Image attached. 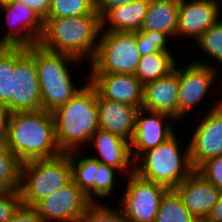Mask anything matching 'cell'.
Listing matches in <instances>:
<instances>
[{
    "label": "cell",
    "mask_w": 222,
    "mask_h": 222,
    "mask_svg": "<svg viewBox=\"0 0 222 222\" xmlns=\"http://www.w3.org/2000/svg\"><path fill=\"white\" fill-rule=\"evenodd\" d=\"M218 67L209 65L208 62L197 60L187 67L178 68V122L193 107H196L212 88L216 75L219 73Z\"/></svg>",
    "instance_id": "8fae6325"
},
{
    "label": "cell",
    "mask_w": 222,
    "mask_h": 222,
    "mask_svg": "<svg viewBox=\"0 0 222 222\" xmlns=\"http://www.w3.org/2000/svg\"><path fill=\"white\" fill-rule=\"evenodd\" d=\"M195 42L203 52L222 64V21L212 25Z\"/></svg>",
    "instance_id": "f1b7e54d"
},
{
    "label": "cell",
    "mask_w": 222,
    "mask_h": 222,
    "mask_svg": "<svg viewBox=\"0 0 222 222\" xmlns=\"http://www.w3.org/2000/svg\"><path fill=\"white\" fill-rule=\"evenodd\" d=\"M127 187L119 208L126 222H154L161 198L169 190L166 186L149 181L135 172L127 176Z\"/></svg>",
    "instance_id": "ba28073f"
},
{
    "label": "cell",
    "mask_w": 222,
    "mask_h": 222,
    "mask_svg": "<svg viewBox=\"0 0 222 222\" xmlns=\"http://www.w3.org/2000/svg\"><path fill=\"white\" fill-rule=\"evenodd\" d=\"M99 128L131 142L135 131L138 108L133 105L107 100L97 93Z\"/></svg>",
    "instance_id": "ffe728a7"
},
{
    "label": "cell",
    "mask_w": 222,
    "mask_h": 222,
    "mask_svg": "<svg viewBox=\"0 0 222 222\" xmlns=\"http://www.w3.org/2000/svg\"><path fill=\"white\" fill-rule=\"evenodd\" d=\"M117 171L119 170L114 167L101 163L99 164L98 170L96 171V182L94 183L95 203H98L96 197L105 198L112 194V191L115 188V173Z\"/></svg>",
    "instance_id": "1f68e13d"
},
{
    "label": "cell",
    "mask_w": 222,
    "mask_h": 222,
    "mask_svg": "<svg viewBox=\"0 0 222 222\" xmlns=\"http://www.w3.org/2000/svg\"><path fill=\"white\" fill-rule=\"evenodd\" d=\"M205 222H222V193Z\"/></svg>",
    "instance_id": "74e56055"
},
{
    "label": "cell",
    "mask_w": 222,
    "mask_h": 222,
    "mask_svg": "<svg viewBox=\"0 0 222 222\" xmlns=\"http://www.w3.org/2000/svg\"><path fill=\"white\" fill-rule=\"evenodd\" d=\"M20 164L0 137V191H19Z\"/></svg>",
    "instance_id": "484cf974"
},
{
    "label": "cell",
    "mask_w": 222,
    "mask_h": 222,
    "mask_svg": "<svg viewBox=\"0 0 222 222\" xmlns=\"http://www.w3.org/2000/svg\"><path fill=\"white\" fill-rule=\"evenodd\" d=\"M3 139L20 163L62 154L55 138L53 114L43 109L10 113Z\"/></svg>",
    "instance_id": "6da1fadb"
},
{
    "label": "cell",
    "mask_w": 222,
    "mask_h": 222,
    "mask_svg": "<svg viewBox=\"0 0 222 222\" xmlns=\"http://www.w3.org/2000/svg\"><path fill=\"white\" fill-rule=\"evenodd\" d=\"M178 69L167 76L143 85L142 108L163 112L178 120Z\"/></svg>",
    "instance_id": "d6986e66"
},
{
    "label": "cell",
    "mask_w": 222,
    "mask_h": 222,
    "mask_svg": "<svg viewBox=\"0 0 222 222\" xmlns=\"http://www.w3.org/2000/svg\"><path fill=\"white\" fill-rule=\"evenodd\" d=\"M15 68V47L0 46V103L10 113L12 74Z\"/></svg>",
    "instance_id": "83f0119b"
},
{
    "label": "cell",
    "mask_w": 222,
    "mask_h": 222,
    "mask_svg": "<svg viewBox=\"0 0 222 222\" xmlns=\"http://www.w3.org/2000/svg\"><path fill=\"white\" fill-rule=\"evenodd\" d=\"M219 1H220V2H218V8H219V16H220V15H222V14H220V13H221V12H220V11H221L220 9L222 8V0H219ZM220 21H222V19H220Z\"/></svg>",
    "instance_id": "ab89813d"
},
{
    "label": "cell",
    "mask_w": 222,
    "mask_h": 222,
    "mask_svg": "<svg viewBox=\"0 0 222 222\" xmlns=\"http://www.w3.org/2000/svg\"><path fill=\"white\" fill-rule=\"evenodd\" d=\"M135 0H96V12L100 18L109 10L116 6L125 5Z\"/></svg>",
    "instance_id": "8d00e7d4"
},
{
    "label": "cell",
    "mask_w": 222,
    "mask_h": 222,
    "mask_svg": "<svg viewBox=\"0 0 222 222\" xmlns=\"http://www.w3.org/2000/svg\"><path fill=\"white\" fill-rule=\"evenodd\" d=\"M27 53L35 60L40 84L42 109L53 112L67 103L81 87L74 85L67 64L81 63L78 58L48 51L39 44L27 48Z\"/></svg>",
    "instance_id": "277c9868"
},
{
    "label": "cell",
    "mask_w": 222,
    "mask_h": 222,
    "mask_svg": "<svg viewBox=\"0 0 222 222\" xmlns=\"http://www.w3.org/2000/svg\"><path fill=\"white\" fill-rule=\"evenodd\" d=\"M150 0H135L109 9L101 18V30L137 32L141 29ZM106 23L108 27L106 28Z\"/></svg>",
    "instance_id": "44dd1931"
},
{
    "label": "cell",
    "mask_w": 222,
    "mask_h": 222,
    "mask_svg": "<svg viewBox=\"0 0 222 222\" xmlns=\"http://www.w3.org/2000/svg\"><path fill=\"white\" fill-rule=\"evenodd\" d=\"M8 1H10V0H0V4H3V3L8 2Z\"/></svg>",
    "instance_id": "60d3db41"
},
{
    "label": "cell",
    "mask_w": 222,
    "mask_h": 222,
    "mask_svg": "<svg viewBox=\"0 0 222 222\" xmlns=\"http://www.w3.org/2000/svg\"><path fill=\"white\" fill-rule=\"evenodd\" d=\"M168 37L167 34L156 31H137V47L140 55L169 51L167 48Z\"/></svg>",
    "instance_id": "f546056e"
},
{
    "label": "cell",
    "mask_w": 222,
    "mask_h": 222,
    "mask_svg": "<svg viewBox=\"0 0 222 222\" xmlns=\"http://www.w3.org/2000/svg\"><path fill=\"white\" fill-rule=\"evenodd\" d=\"M52 114L55 138L60 151L65 154L78 151L85 144H89L90 138L99 128L96 89L88 81L77 94Z\"/></svg>",
    "instance_id": "7a4b0ae2"
},
{
    "label": "cell",
    "mask_w": 222,
    "mask_h": 222,
    "mask_svg": "<svg viewBox=\"0 0 222 222\" xmlns=\"http://www.w3.org/2000/svg\"><path fill=\"white\" fill-rule=\"evenodd\" d=\"M87 81L97 93L111 101L140 109L143 103V84L133 74L89 73Z\"/></svg>",
    "instance_id": "9a60e30c"
},
{
    "label": "cell",
    "mask_w": 222,
    "mask_h": 222,
    "mask_svg": "<svg viewBox=\"0 0 222 222\" xmlns=\"http://www.w3.org/2000/svg\"><path fill=\"white\" fill-rule=\"evenodd\" d=\"M172 55L170 51H158L141 56L135 77L144 85L167 76L176 65V59Z\"/></svg>",
    "instance_id": "603a6c76"
},
{
    "label": "cell",
    "mask_w": 222,
    "mask_h": 222,
    "mask_svg": "<svg viewBox=\"0 0 222 222\" xmlns=\"http://www.w3.org/2000/svg\"><path fill=\"white\" fill-rule=\"evenodd\" d=\"M102 204L91 203L78 222H126L120 209H111Z\"/></svg>",
    "instance_id": "4dcf8cb0"
},
{
    "label": "cell",
    "mask_w": 222,
    "mask_h": 222,
    "mask_svg": "<svg viewBox=\"0 0 222 222\" xmlns=\"http://www.w3.org/2000/svg\"><path fill=\"white\" fill-rule=\"evenodd\" d=\"M39 109H42V100L35 60L27 53V48L15 47L10 113Z\"/></svg>",
    "instance_id": "9c48e42d"
},
{
    "label": "cell",
    "mask_w": 222,
    "mask_h": 222,
    "mask_svg": "<svg viewBox=\"0 0 222 222\" xmlns=\"http://www.w3.org/2000/svg\"><path fill=\"white\" fill-rule=\"evenodd\" d=\"M8 222H44L33 207L21 205Z\"/></svg>",
    "instance_id": "e575fe53"
},
{
    "label": "cell",
    "mask_w": 222,
    "mask_h": 222,
    "mask_svg": "<svg viewBox=\"0 0 222 222\" xmlns=\"http://www.w3.org/2000/svg\"><path fill=\"white\" fill-rule=\"evenodd\" d=\"M179 0H150L141 31H156L175 37L178 26Z\"/></svg>",
    "instance_id": "7402d4cb"
},
{
    "label": "cell",
    "mask_w": 222,
    "mask_h": 222,
    "mask_svg": "<svg viewBox=\"0 0 222 222\" xmlns=\"http://www.w3.org/2000/svg\"><path fill=\"white\" fill-rule=\"evenodd\" d=\"M196 171L222 193V156L208 159Z\"/></svg>",
    "instance_id": "d6a6232c"
},
{
    "label": "cell",
    "mask_w": 222,
    "mask_h": 222,
    "mask_svg": "<svg viewBox=\"0 0 222 222\" xmlns=\"http://www.w3.org/2000/svg\"><path fill=\"white\" fill-rule=\"evenodd\" d=\"M175 121L178 120L163 112L138 109L135 118V131L130 142L133 161L142 153L155 148L173 136L175 134L173 122Z\"/></svg>",
    "instance_id": "5bb4252c"
},
{
    "label": "cell",
    "mask_w": 222,
    "mask_h": 222,
    "mask_svg": "<svg viewBox=\"0 0 222 222\" xmlns=\"http://www.w3.org/2000/svg\"><path fill=\"white\" fill-rule=\"evenodd\" d=\"M72 180L70 153L20 164L19 192L22 204L34 207Z\"/></svg>",
    "instance_id": "8992f818"
},
{
    "label": "cell",
    "mask_w": 222,
    "mask_h": 222,
    "mask_svg": "<svg viewBox=\"0 0 222 222\" xmlns=\"http://www.w3.org/2000/svg\"><path fill=\"white\" fill-rule=\"evenodd\" d=\"M0 10L6 14L10 27L7 34H3L0 39V46L28 48L39 43L44 30V20L33 9L20 1L10 0L0 4Z\"/></svg>",
    "instance_id": "30bf717a"
},
{
    "label": "cell",
    "mask_w": 222,
    "mask_h": 222,
    "mask_svg": "<svg viewBox=\"0 0 222 222\" xmlns=\"http://www.w3.org/2000/svg\"><path fill=\"white\" fill-rule=\"evenodd\" d=\"M98 14L96 0H51L50 9L45 18H63Z\"/></svg>",
    "instance_id": "4316f807"
},
{
    "label": "cell",
    "mask_w": 222,
    "mask_h": 222,
    "mask_svg": "<svg viewBox=\"0 0 222 222\" xmlns=\"http://www.w3.org/2000/svg\"><path fill=\"white\" fill-rule=\"evenodd\" d=\"M208 110L188 144L194 170L208 159L222 156V100Z\"/></svg>",
    "instance_id": "7c38bea8"
},
{
    "label": "cell",
    "mask_w": 222,
    "mask_h": 222,
    "mask_svg": "<svg viewBox=\"0 0 222 222\" xmlns=\"http://www.w3.org/2000/svg\"><path fill=\"white\" fill-rule=\"evenodd\" d=\"M33 9L43 19L47 16L50 9L51 0H17Z\"/></svg>",
    "instance_id": "d590c367"
},
{
    "label": "cell",
    "mask_w": 222,
    "mask_h": 222,
    "mask_svg": "<svg viewBox=\"0 0 222 222\" xmlns=\"http://www.w3.org/2000/svg\"><path fill=\"white\" fill-rule=\"evenodd\" d=\"M39 45L52 52L65 53L83 61L93 60L101 30L99 14L44 18Z\"/></svg>",
    "instance_id": "3957f363"
},
{
    "label": "cell",
    "mask_w": 222,
    "mask_h": 222,
    "mask_svg": "<svg viewBox=\"0 0 222 222\" xmlns=\"http://www.w3.org/2000/svg\"><path fill=\"white\" fill-rule=\"evenodd\" d=\"M173 190L198 222H205L221 195V192L196 170Z\"/></svg>",
    "instance_id": "2e32d148"
},
{
    "label": "cell",
    "mask_w": 222,
    "mask_h": 222,
    "mask_svg": "<svg viewBox=\"0 0 222 222\" xmlns=\"http://www.w3.org/2000/svg\"><path fill=\"white\" fill-rule=\"evenodd\" d=\"M154 222H198L184 206L181 198L173 190H168L161 198Z\"/></svg>",
    "instance_id": "d4e9b609"
},
{
    "label": "cell",
    "mask_w": 222,
    "mask_h": 222,
    "mask_svg": "<svg viewBox=\"0 0 222 222\" xmlns=\"http://www.w3.org/2000/svg\"><path fill=\"white\" fill-rule=\"evenodd\" d=\"M91 204L81 189L71 180L54 194L39 201L33 208L44 222H78Z\"/></svg>",
    "instance_id": "4fadbf2b"
},
{
    "label": "cell",
    "mask_w": 222,
    "mask_h": 222,
    "mask_svg": "<svg viewBox=\"0 0 222 222\" xmlns=\"http://www.w3.org/2000/svg\"><path fill=\"white\" fill-rule=\"evenodd\" d=\"M74 151L70 153V163L72 168V180L86 195L91 203H95L94 199V183L96 182V171L99 167V161L93 157L81 155ZM75 154V156H74ZM77 154V155H76ZM75 157H78L75 159Z\"/></svg>",
    "instance_id": "cb8c5ba5"
},
{
    "label": "cell",
    "mask_w": 222,
    "mask_h": 222,
    "mask_svg": "<svg viewBox=\"0 0 222 222\" xmlns=\"http://www.w3.org/2000/svg\"><path fill=\"white\" fill-rule=\"evenodd\" d=\"M21 205L19 191H0V222H8Z\"/></svg>",
    "instance_id": "836d02e7"
},
{
    "label": "cell",
    "mask_w": 222,
    "mask_h": 222,
    "mask_svg": "<svg viewBox=\"0 0 222 222\" xmlns=\"http://www.w3.org/2000/svg\"><path fill=\"white\" fill-rule=\"evenodd\" d=\"M176 134L165 142L142 153L134 161V172L149 181L162 184L169 190L179 186L193 171L189 145L182 154ZM141 161V163H140Z\"/></svg>",
    "instance_id": "5b68a950"
},
{
    "label": "cell",
    "mask_w": 222,
    "mask_h": 222,
    "mask_svg": "<svg viewBox=\"0 0 222 222\" xmlns=\"http://www.w3.org/2000/svg\"><path fill=\"white\" fill-rule=\"evenodd\" d=\"M9 114L7 107L0 103V137H3L5 134Z\"/></svg>",
    "instance_id": "f35d334b"
},
{
    "label": "cell",
    "mask_w": 222,
    "mask_h": 222,
    "mask_svg": "<svg viewBox=\"0 0 222 222\" xmlns=\"http://www.w3.org/2000/svg\"><path fill=\"white\" fill-rule=\"evenodd\" d=\"M219 20L218 0H179L176 36L191 37L195 42Z\"/></svg>",
    "instance_id": "e0dca14e"
},
{
    "label": "cell",
    "mask_w": 222,
    "mask_h": 222,
    "mask_svg": "<svg viewBox=\"0 0 222 222\" xmlns=\"http://www.w3.org/2000/svg\"><path fill=\"white\" fill-rule=\"evenodd\" d=\"M97 149L99 156L93 157L99 163L114 167L126 177L134 172V161L131 156L130 142L118 135L98 128L89 140Z\"/></svg>",
    "instance_id": "ac0fdd59"
},
{
    "label": "cell",
    "mask_w": 222,
    "mask_h": 222,
    "mask_svg": "<svg viewBox=\"0 0 222 222\" xmlns=\"http://www.w3.org/2000/svg\"><path fill=\"white\" fill-rule=\"evenodd\" d=\"M100 31L102 35H99L90 73L134 75L141 58L137 47V32Z\"/></svg>",
    "instance_id": "52a82bcc"
}]
</instances>
